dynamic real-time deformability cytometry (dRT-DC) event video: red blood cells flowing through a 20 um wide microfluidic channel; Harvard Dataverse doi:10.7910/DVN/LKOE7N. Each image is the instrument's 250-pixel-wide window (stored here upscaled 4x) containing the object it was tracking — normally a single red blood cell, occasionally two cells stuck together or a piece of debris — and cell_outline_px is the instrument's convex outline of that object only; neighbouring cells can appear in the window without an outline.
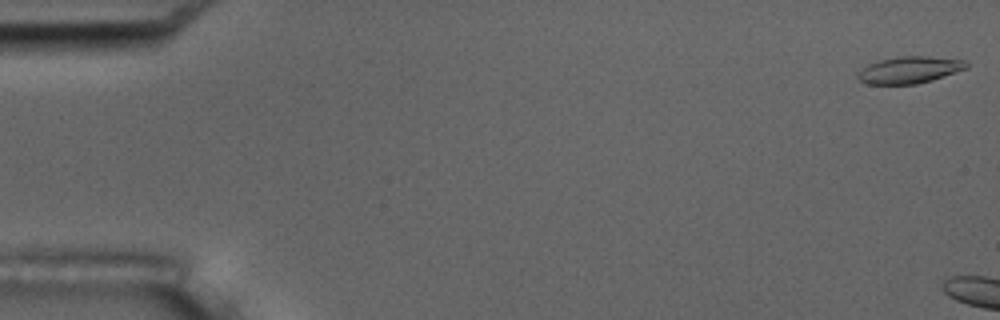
{"species": "common noctule bat (a hibernating species)", "species_latin": "Nyctalus noctula", "temperature_condition": "room temperature", "stored_images_in_passage": 3, "camera_frame_rate_fps": 3000, "um_per_image_px": 0.085, "animal": {"sex": "male", "body_mass_g": 17.5, "forearm_length_mm": 52.3}, "frame": {"image": 1, "passage_image": 1, "time_ms": 0.0, "image_size_px": [1000, 320], "cell_outline_px": [[968, 68], [932, 80], [916, 84], [868, 84], [860, 80], [856, 76], [868, 64], [880, 60], [896, 56], [928, 56], [964, 60], [968, 64]], "centroid_in_image_um": [77.33, 5.93], "position_along_channel_um": 7.7, "area_um2": 16.88}}